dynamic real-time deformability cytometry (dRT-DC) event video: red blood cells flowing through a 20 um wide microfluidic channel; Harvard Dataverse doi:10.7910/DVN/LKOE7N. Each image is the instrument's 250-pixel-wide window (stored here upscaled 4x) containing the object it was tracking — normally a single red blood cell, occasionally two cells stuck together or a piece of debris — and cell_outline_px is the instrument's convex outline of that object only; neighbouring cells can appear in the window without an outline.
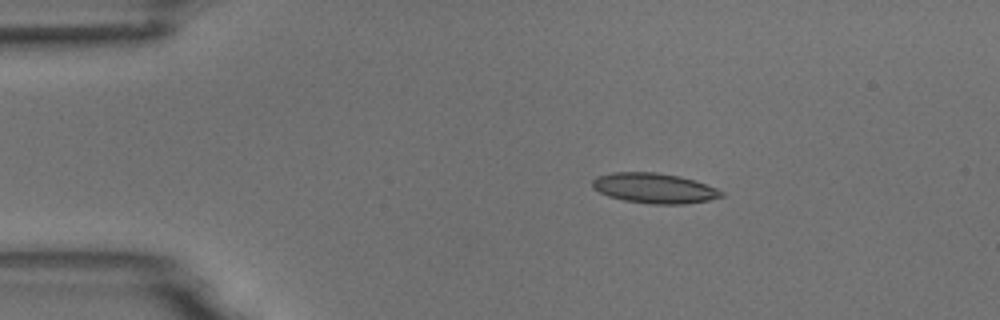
{"species": "common noctule bat (a hibernating species)", "species_latin": "Nyctalus noctula", "temperature_condition": "room temperature", "stored_images_in_passage": 5, "camera_frame_rate_fps": 3000, "um_per_image_px": 0.085, "animal": {"sex": "male", "body_mass_g": 18.8}, "frame": {"image": 1, "passage_image": 3, "time_ms": 2.333, "image_size_px": [1000, 320], "cell_outline_px": [[724, 196], [708, 200], [684, 204], [652, 204], [624, 200], [608, 196], [592, 188], [592, 180], [596, 176], [612, 172], [656, 172], [680, 176], [696, 180], [716, 188], [724, 192]], "centroid_in_image_um": [55.61, 15.99], "position_along_channel_um": 29.4, "area_um2": 22.77}}